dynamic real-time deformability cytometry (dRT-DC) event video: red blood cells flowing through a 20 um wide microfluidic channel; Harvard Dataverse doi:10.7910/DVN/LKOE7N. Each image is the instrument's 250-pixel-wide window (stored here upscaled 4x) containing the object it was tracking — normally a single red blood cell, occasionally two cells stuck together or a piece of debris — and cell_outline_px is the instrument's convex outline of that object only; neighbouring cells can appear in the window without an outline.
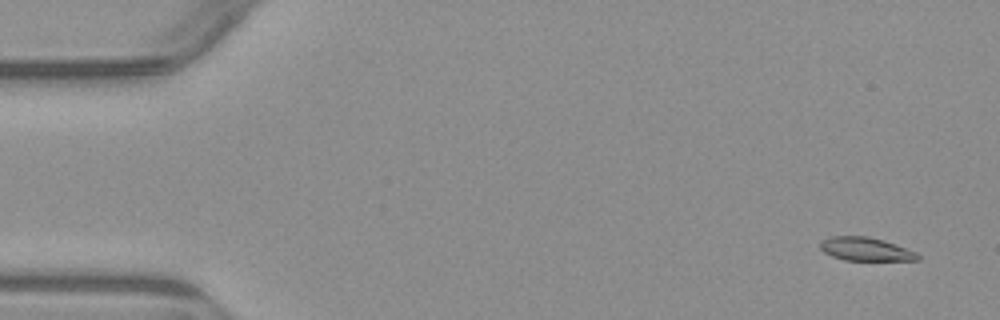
{"species": "common noctule bat (a hibernating species)", "species_latin": "Nyctalus noctula", "temperature_condition": "warm", "stored_images_in_passage": 4, "camera_frame_rate_fps": 3000, "um_per_image_px": 0.085, "animal": {"sex": "male", "body_mass_g": 23.1, "forearm_length_mm": 52.7}, "frame": {"image": 1, "passage_image": 1, "time_ms": 0.0, "image_size_px": [1000, 320], "cell_outline_px": [[920, 260], [844, 260], [832, 256], [824, 252], [820, 248], [820, 240], [832, 236], [868, 236], [884, 240], [896, 244], [916, 252], [920, 256]], "centroid_in_image_um": [73.57, 21.17], "position_along_channel_um": 11.4, "area_um2": 13.35}}
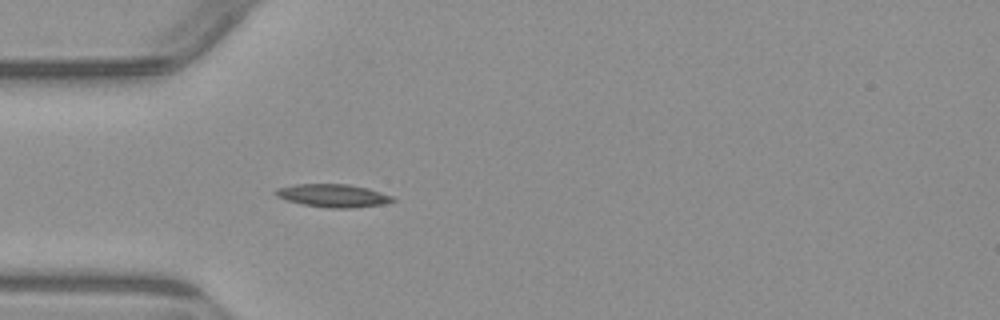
{"frame": {"image": 2, "passage_image": 4, "time_ms": 4.333, "image_size_px": [1000, 320], "cell_outline_px": [[396, 200], [384, 204], [352, 208], [328, 208], [304, 204], [288, 200], [276, 196], [272, 192], [276, 188], [292, 184], [348, 184], [368, 188], [392, 196]], "centroid_in_image_um": [28.28, 16.62], "position_along_channel_um": 56.7, "area_um2": 15.72}}